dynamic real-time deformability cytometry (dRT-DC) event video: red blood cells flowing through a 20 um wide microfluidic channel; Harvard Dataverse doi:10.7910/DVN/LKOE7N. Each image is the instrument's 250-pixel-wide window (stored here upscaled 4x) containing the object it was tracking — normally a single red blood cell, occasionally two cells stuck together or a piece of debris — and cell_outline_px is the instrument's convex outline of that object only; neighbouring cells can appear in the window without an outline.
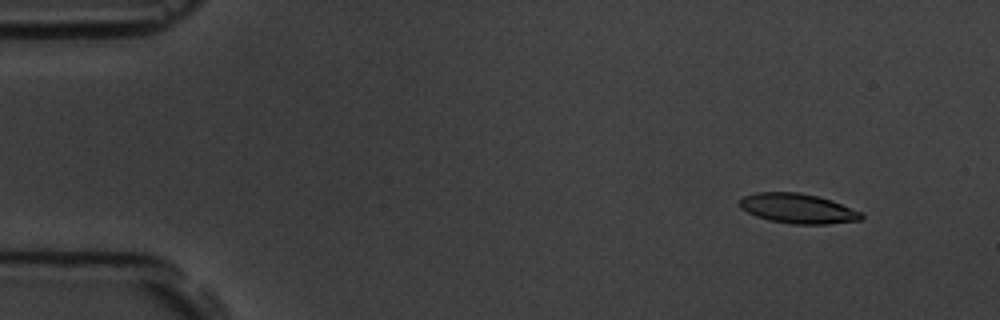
{"species": "common noctule bat (a hibernating species)", "species_latin": "Nyctalus noctula", "temperature_condition": "room temperature", "stored_images_in_passage": 5, "camera_frame_rate_fps": 3000, "um_per_image_px": 0.085, "animal": {"sex": "male", "body_mass_g": 19.5, "forearm_length_mm": 54.6}, "frame": {"image": 1, "passage_image": 2, "time_ms": 1.0, "image_size_px": [1000, 320], "cell_outline_px": [[864, 216], [860, 220], [828, 224], [792, 224], [768, 220], [756, 216], [740, 208], [736, 200], [744, 196], [756, 192], [800, 192], [832, 200], [860, 212]], "centroid_in_image_um": [67.76, 17.72], "position_along_channel_um": 17.2, "area_um2": 21.21}}
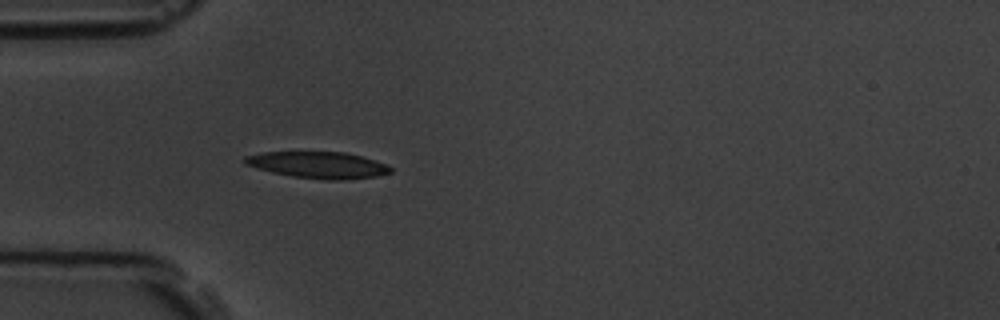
{"frame": {"image": 2, "passage_image": 5, "time_ms": 4.667, "image_size_px": [1000, 320], "cell_outline_px": [[392, 172], [376, 176], [344, 180], [328, 180], [292, 176], [272, 172], [256, 168], [244, 164], [240, 160], [244, 156], [260, 152], [344, 152], [360, 156], [388, 164], [392, 168]], "centroid_in_image_um": [27.0, 14.02], "position_along_channel_um": 58.0, "area_um2": 22.66}}